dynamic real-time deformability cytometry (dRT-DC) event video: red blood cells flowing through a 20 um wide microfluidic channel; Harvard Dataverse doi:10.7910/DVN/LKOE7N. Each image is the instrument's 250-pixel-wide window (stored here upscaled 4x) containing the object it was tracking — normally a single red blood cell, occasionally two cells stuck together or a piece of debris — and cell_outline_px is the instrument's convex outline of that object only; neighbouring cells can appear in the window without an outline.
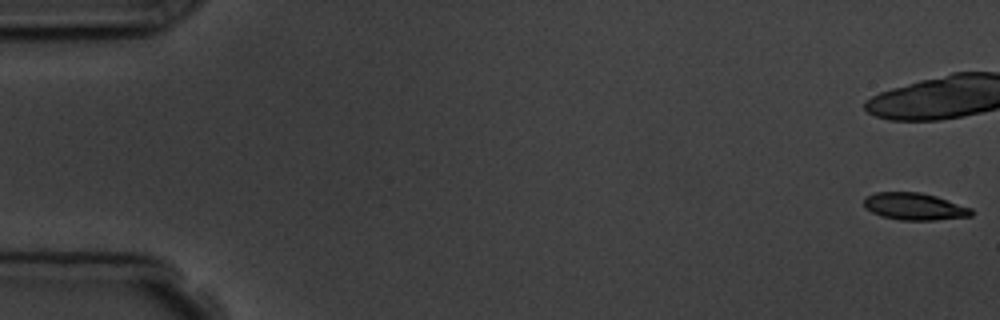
{"species": "common noctule bat (a hibernating species)", "species_latin": "Nyctalus noctula", "temperature_condition": "room temperature", "stored_images_in_passage": 8, "camera_frame_rate_fps": 3000, "um_per_image_px": 0.085, "animal": {"sex": "male", "body_mass_g": 19.5, "forearm_length_mm": 54.6}, "frame": {"image": 1, "passage_image": 1, "time_ms": 0.0, "image_size_px": [1000, 320], "cell_outline_px": [[972, 216], [936, 220], [900, 220], [880, 216], [864, 208], [864, 196], [876, 192], [920, 192], [936, 196], [972, 208]], "centroid_in_image_um": [77.7, 17.55], "position_along_channel_um": 7.3, "area_um2": 17.11}}
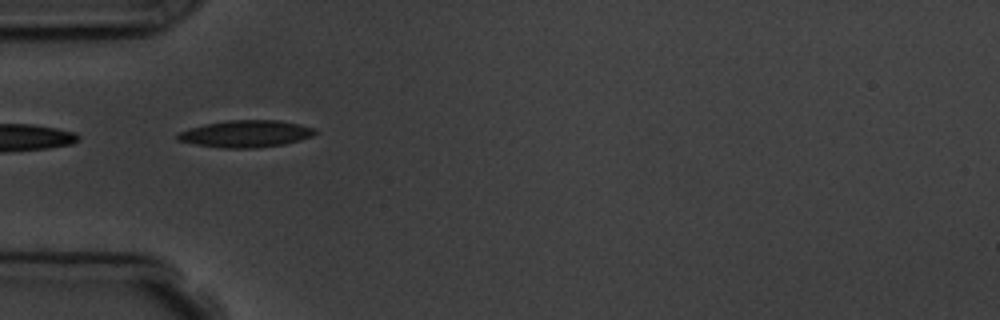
{"frame": {"image": 2, "passage_image": 7, "time_ms": 6.667, "image_size_px": [1000, 320], "cell_outline_px": [[320, 132], [312, 136], [300, 140], [284, 144], [256, 148], [220, 148], [196, 144], [176, 140], [176, 136], [180, 132], [188, 128], [204, 124], [228, 120], [280, 120], [300, 124], [316, 128]], "centroid_in_image_um": [20.93, 11.37], "position_along_channel_um": 64.1, "area_um2": 21.85}}